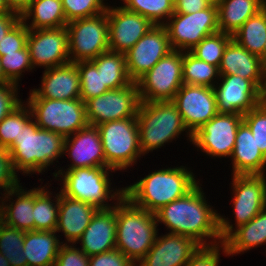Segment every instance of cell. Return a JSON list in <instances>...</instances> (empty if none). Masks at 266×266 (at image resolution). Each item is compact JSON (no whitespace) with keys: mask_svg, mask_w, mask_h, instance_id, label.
Segmentation results:
<instances>
[{"mask_svg":"<svg viewBox=\"0 0 266 266\" xmlns=\"http://www.w3.org/2000/svg\"><path fill=\"white\" fill-rule=\"evenodd\" d=\"M204 194L198 183L185 196L156 211L157 224L163 223L169 229L168 233L191 237L200 246L223 242L219 232V213L208 204ZM209 238L211 242H207Z\"/></svg>","mask_w":266,"mask_h":266,"instance_id":"1","label":"cell"},{"mask_svg":"<svg viewBox=\"0 0 266 266\" xmlns=\"http://www.w3.org/2000/svg\"><path fill=\"white\" fill-rule=\"evenodd\" d=\"M188 167L164 168L149 173L124 187V196L135 206L155 213L161 207L185 196L198 183Z\"/></svg>","mask_w":266,"mask_h":266,"instance_id":"2","label":"cell"},{"mask_svg":"<svg viewBox=\"0 0 266 266\" xmlns=\"http://www.w3.org/2000/svg\"><path fill=\"white\" fill-rule=\"evenodd\" d=\"M65 138L53 131L40 129L34 119L24 128L8 148L15 171L22 174L42 173L64 156Z\"/></svg>","mask_w":266,"mask_h":266,"instance_id":"3","label":"cell"},{"mask_svg":"<svg viewBox=\"0 0 266 266\" xmlns=\"http://www.w3.org/2000/svg\"><path fill=\"white\" fill-rule=\"evenodd\" d=\"M116 219V249L136 265L156 240L155 213L135 206L124 196L116 203Z\"/></svg>","mask_w":266,"mask_h":266,"instance_id":"4","label":"cell"},{"mask_svg":"<svg viewBox=\"0 0 266 266\" xmlns=\"http://www.w3.org/2000/svg\"><path fill=\"white\" fill-rule=\"evenodd\" d=\"M136 117L143 156L179 138L184 131L192 142L193 135L186 128L182 115L172 101H141Z\"/></svg>","mask_w":266,"mask_h":266,"instance_id":"5","label":"cell"},{"mask_svg":"<svg viewBox=\"0 0 266 266\" xmlns=\"http://www.w3.org/2000/svg\"><path fill=\"white\" fill-rule=\"evenodd\" d=\"M112 171L116 170L106 167H83L64 171L63 167H60V170L52 174L54 179L60 177L61 182L63 181L60 189L63 195L92 204L97 209H108L124 197L123 187L121 190L111 189L109 172ZM111 200L115 201L112 206L108 204Z\"/></svg>","mask_w":266,"mask_h":266,"instance_id":"6","label":"cell"},{"mask_svg":"<svg viewBox=\"0 0 266 266\" xmlns=\"http://www.w3.org/2000/svg\"><path fill=\"white\" fill-rule=\"evenodd\" d=\"M26 102L40 129L53 131L64 138L89 125L85 103L80 98L73 100L28 98Z\"/></svg>","mask_w":266,"mask_h":266,"instance_id":"7","label":"cell"},{"mask_svg":"<svg viewBox=\"0 0 266 266\" xmlns=\"http://www.w3.org/2000/svg\"><path fill=\"white\" fill-rule=\"evenodd\" d=\"M96 127L101 137L106 168L125 170L143 156L137 118L109 121Z\"/></svg>","mask_w":266,"mask_h":266,"instance_id":"8","label":"cell"},{"mask_svg":"<svg viewBox=\"0 0 266 266\" xmlns=\"http://www.w3.org/2000/svg\"><path fill=\"white\" fill-rule=\"evenodd\" d=\"M66 29L71 63L90 61L109 51L106 11L93 17L69 21Z\"/></svg>","mask_w":266,"mask_h":266,"instance_id":"9","label":"cell"},{"mask_svg":"<svg viewBox=\"0 0 266 266\" xmlns=\"http://www.w3.org/2000/svg\"><path fill=\"white\" fill-rule=\"evenodd\" d=\"M183 51L173 50L137 81L140 101H172L183 85Z\"/></svg>","mask_w":266,"mask_h":266,"instance_id":"10","label":"cell"},{"mask_svg":"<svg viewBox=\"0 0 266 266\" xmlns=\"http://www.w3.org/2000/svg\"><path fill=\"white\" fill-rule=\"evenodd\" d=\"M164 26L173 50L190 51L205 37L219 32L218 8L209 5L195 13L174 12Z\"/></svg>","mask_w":266,"mask_h":266,"instance_id":"11","label":"cell"},{"mask_svg":"<svg viewBox=\"0 0 266 266\" xmlns=\"http://www.w3.org/2000/svg\"><path fill=\"white\" fill-rule=\"evenodd\" d=\"M140 97L136 82L120 89H109L105 93L85 102L89 125L127 118H137Z\"/></svg>","mask_w":266,"mask_h":266,"instance_id":"12","label":"cell"},{"mask_svg":"<svg viewBox=\"0 0 266 266\" xmlns=\"http://www.w3.org/2000/svg\"><path fill=\"white\" fill-rule=\"evenodd\" d=\"M242 114L217 113L192 136V144L210 157H231Z\"/></svg>","mask_w":266,"mask_h":266,"instance_id":"13","label":"cell"},{"mask_svg":"<svg viewBox=\"0 0 266 266\" xmlns=\"http://www.w3.org/2000/svg\"><path fill=\"white\" fill-rule=\"evenodd\" d=\"M173 51L164 25H154L129 49L126 69L129 78L136 82L163 57Z\"/></svg>","mask_w":266,"mask_h":266,"instance_id":"14","label":"cell"},{"mask_svg":"<svg viewBox=\"0 0 266 266\" xmlns=\"http://www.w3.org/2000/svg\"><path fill=\"white\" fill-rule=\"evenodd\" d=\"M27 48L33 68L48 69L70 63L66 27L29 29Z\"/></svg>","mask_w":266,"mask_h":266,"instance_id":"15","label":"cell"},{"mask_svg":"<svg viewBox=\"0 0 266 266\" xmlns=\"http://www.w3.org/2000/svg\"><path fill=\"white\" fill-rule=\"evenodd\" d=\"M172 102L192 135L218 113L212 87L183 84Z\"/></svg>","mask_w":266,"mask_h":266,"instance_id":"16","label":"cell"},{"mask_svg":"<svg viewBox=\"0 0 266 266\" xmlns=\"http://www.w3.org/2000/svg\"><path fill=\"white\" fill-rule=\"evenodd\" d=\"M109 51L126 53L142 38L154 24L139 13L126 10L123 6L108 5Z\"/></svg>","mask_w":266,"mask_h":266,"instance_id":"17","label":"cell"},{"mask_svg":"<svg viewBox=\"0 0 266 266\" xmlns=\"http://www.w3.org/2000/svg\"><path fill=\"white\" fill-rule=\"evenodd\" d=\"M218 80L213 89L219 114L244 115L260 104L259 89L250 80L238 75H220Z\"/></svg>","mask_w":266,"mask_h":266,"instance_id":"18","label":"cell"},{"mask_svg":"<svg viewBox=\"0 0 266 266\" xmlns=\"http://www.w3.org/2000/svg\"><path fill=\"white\" fill-rule=\"evenodd\" d=\"M232 198L237 228L248 223L266 207L265 175H233Z\"/></svg>","mask_w":266,"mask_h":266,"instance_id":"19","label":"cell"},{"mask_svg":"<svg viewBox=\"0 0 266 266\" xmlns=\"http://www.w3.org/2000/svg\"><path fill=\"white\" fill-rule=\"evenodd\" d=\"M219 214L220 238L225 244L228 256L241 254L266 244V207L248 223L234 228L229 218Z\"/></svg>","mask_w":266,"mask_h":266,"instance_id":"20","label":"cell"},{"mask_svg":"<svg viewBox=\"0 0 266 266\" xmlns=\"http://www.w3.org/2000/svg\"><path fill=\"white\" fill-rule=\"evenodd\" d=\"M158 235L153 246L136 266H185L200 246L188 236L172 233Z\"/></svg>","mask_w":266,"mask_h":266,"instance_id":"21","label":"cell"},{"mask_svg":"<svg viewBox=\"0 0 266 266\" xmlns=\"http://www.w3.org/2000/svg\"><path fill=\"white\" fill-rule=\"evenodd\" d=\"M63 154H67L72 164L65 170L83 167H106L104 150L99 130L88 125L64 140ZM68 152V153H67Z\"/></svg>","mask_w":266,"mask_h":266,"instance_id":"22","label":"cell"},{"mask_svg":"<svg viewBox=\"0 0 266 266\" xmlns=\"http://www.w3.org/2000/svg\"><path fill=\"white\" fill-rule=\"evenodd\" d=\"M80 74L75 63L44 70L41 87L31 89L29 98L73 100L80 98Z\"/></svg>","mask_w":266,"mask_h":266,"instance_id":"23","label":"cell"},{"mask_svg":"<svg viewBox=\"0 0 266 266\" xmlns=\"http://www.w3.org/2000/svg\"><path fill=\"white\" fill-rule=\"evenodd\" d=\"M116 205L108 209H98L84 230L81 238V250L92 256L116 249Z\"/></svg>","mask_w":266,"mask_h":266,"instance_id":"24","label":"cell"},{"mask_svg":"<svg viewBox=\"0 0 266 266\" xmlns=\"http://www.w3.org/2000/svg\"><path fill=\"white\" fill-rule=\"evenodd\" d=\"M98 209L89 203L63 195L59 191L58 224L56 232L64 233V244H76Z\"/></svg>","mask_w":266,"mask_h":266,"instance_id":"25","label":"cell"},{"mask_svg":"<svg viewBox=\"0 0 266 266\" xmlns=\"http://www.w3.org/2000/svg\"><path fill=\"white\" fill-rule=\"evenodd\" d=\"M230 158L233 175H265L266 157L258 148L251 129L244 121L238 127Z\"/></svg>","mask_w":266,"mask_h":266,"instance_id":"26","label":"cell"},{"mask_svg":"<svg viewBox=\"0 0 266 266\" xmlns=\"http://www.w3.org/2000/svg\"><path fill=\"white\" fill-rule=\"evenodd\" d=\"M219 75H238L250 80L258 89L262 81L263 62L232 39L219 65Z\"/></svg>","mask_w":266,"mask_h":266,"instance_id":"27","label":"cell"},{"mask_svg":"<svg viewBox=\"0 0 266 266\" xmlns=\"http://www.w3.org/2000/svg\"><path fill=\"white\" fill-rule=\"evenodd\" d=\"M0 197V210L3 214V223L11 227L23 230L34 231V188L25 190L19 186ZM16 196L14 201L13 197ZM12 197V198H11ZM9 201V203H7Z\"/></svg>","mask_w":266,"mask_h":266,"instance_id":"28","label":"cell"},{"mask_svg":"<svg viewBox=\"0 0 266 266\" xmlns=\"http://www.w3.org/2000/svg\"><path fill=\"white\" fill-rule=\"evenodd\" d=\"M56 231H26L23 254L27 266H54L57 254L63 242Z\"/></svg>","mask_w":266,"mask_h":266,"instance_id":"29","label":"cell"},{"mask_svg":"<svg viewBox=\"0 0 266 266\" xmlns=\"http://www.w3.org/2000/svg\"><path fill=\"white\" fill-rule=\"evenodd\" d=\"M265 6L266 0H222L217 6L219 32L233 35Z\"/></svg>","mask_w":266,"mask_h":266,"instance_id":"30","label":"cell"},{"mask_svg":"<svg viewBox=\"0 0 266 266\" xmlns=\"http://www.w3.org/2000/svg\"><path fill=\"white\" fill-rule=\"evenodd\" d=\"M21 19L26 27L32 30L66 27L68 23L62 0H33ZM29 19H31L30 25L27 23Z\"/></svg>","mask_w":266,"mask_h":266,"instance_id":"31","label":"cell"},{"mask_svg":"<svg viewBox=\"0 0 266 266\" xmlns=\"http://www.w3.org/2000/svg\"><path fill=\"white\" fill-rule=\"evenodd\" d=\"M232 38L250 53L261 57L266 44V6L247 19Z\"/></svg>","mask_w":266,"mask_h":266,"instance_id":"32","label":"cell"},{"mask_svg":"<svg viewBox=\"0 0 266 266\" xmlns=\"http://www.w3.org/2000/svg\"><path fill=\"white\" fill-rule=\"evenodd\" d=\"M91 61L101 73L103 84L108 89H120L132 82L127 74L126 55L124 53L107 51Z\"/></svg>","mask_w":266,"mask_h":266,"instance_id":"33","label":"cell"},{"mask_svg":"<svg viewBox=\"0 0 266 266\" xmlns=\"http://www.w3.org/2000/svg\"><path fill=\"white\" fill-rule=\"evenodd\" d=\"M52 195L54 194L44 186L34 188V231H56L59 193L55 194L56 197L53 200Z\"/></svg>","mask_w":266,"mask_h":266,"instance_id":"34","label":"cell"},{"mask_svg":"<svg viewBox=\"0 0 266 266\" xmlns=\"http://www.w3.org/2000/svg\"><path fill=\"white\" fill-rule=\"evenodd\" d=\"M182 74L183 84L212 88L220 76L219 69L216 66L196 58L189 51H183Z\"/></svg>","mask_w":266,"mask_h":266,"instance_id":"35","label":"cell"},{"mask_svg":"<svg viewBox=\"0 0 266 266\" xmlns=\"http://www.w3.org/2000/svg\"><path fill=\"white\" fill-rule=\"evenodd\" d=\"M123 7L131 12L139 13L148 18L154 25L164 22L174 13L173 0H121ZM165 19V20H164ZM162 20V21H161Z\"/></svg>","mask_w":266,"mask_h":266,"instance_id":"36","label":"cell"},{"mask_svg":"<svg viewBox=\"0 0 266 266\" xmlns=\"http://www.w3.org/2000/svg\"><path fill=\"white\" fill-rule=\"evenodd\" d=\"M25 232L5 223L0 226V253L11 266H27V259L23 254Z\"/></svg>","mask_w":266,"mask_h":266,"instance_id":"37","label":"cell"},{"mask_svg":"<svg viewBox=\"0 0 266 266\" xmlns=\"http://www.w3.org/2000/svg\"><path fill=\"white\" fill-rule=\"evenodd\" d=\"M32 119L30 108L22 102L0 122V147L8 149Z\"/></svg>","mask_w":266,"mask_h":266,"instance_id":"38","label":"cell"},{"mask_svg":"<svg viewBox=\"0 0 266 266\" xmlns=\"http://www.w3.org/2000/svg\"><path fill=\"white\" fill-rule=\"evenodd\" d=\"M232 39L230 34L217 32L205 37L189 52L196 58L219 68L225 48Z\"/></svg>","mask_w":266,"mask_h":266,"instance_id":"39","label":"cell"},{"mask_svg":"<svg viewBox=\"0 0 266 266\" xmlns=\"http://www.w3.org/2000/svg\"><path fill=\"white\" fill-rule=\"evenodd\" d=\"M80 74V99L85 103L88 99L97 97L109 89L103 84L101 73L96 65L90 61H79L75 63Z\"/></svg>","mask_w":266,"mask_h":266,"instance_id":"40","label":"cell"},{"mask_svg":"<svg viewBox=\"0 0 266 266\" xmlns=\"http://www.w3.org/2000/svg\"><path fill=\"white\" fill-rule=\"evenodd\" d=\"M0 63L5 76L15 84H19V80L23 76L22 72L34 69L27 46L16 53H6V55L0 56Z\"/></svg>","mask_w":266,"mask_h":266,"instance_id":"41","label":"cell"},{"mask_svg":"<svg viewBox=\"0 0 266 266\" xmlns=\"http://www.w3.org/2000/svg\"><path fill=\"white\" fill-rule=\"evenodd\" d=\"M104 0H62L67 22L99 15L107 10Z\"/></svg>","mask_w":266,"mask_h":266,"instance_id":"42","label":"cell"},{"mask_svg":"<svg viewBox=\"0 0 266 266\" xmlns=\"http://www.w3.org/2000/svg\"><path fill=\"white\" fill-rule=\"evenodd\" d=\"M243 121L251 129L258 148L266 157V105L258 104L243 115Z\"/></svg>","mask_w":266,"mask_h":266,"instance_id":"43","label":"cell"},{"mask_svg":"<svg viewBox=\"0 0 266 266\" xmlns=\"http://www.w3.org/2000/svg\"><path fill=\"white\" fill-rule=\"evenodd\" d=\"M28 33L29 29L20 19L0 41V56L24 49L27 46Z\"/></svg>","mask_w":266,"mask_h":266,"instance_id":"44","label":"cell"},{"mask_svg":"<svg viewBox=\"0 0 266 266\" xmlns=\"http://www.w3.org/2000/svg\"><path fill=\"white\" fill-rule=\"evenodd\" d=\"M220 250L227 257L228 251L223 242L212 246H199L185 266H219Z\"/></svg>","mask_w":266,"mask_h":266,"instance_id":"45","label":"cell"},{"mask_svg":"<svg viewBox=\"0 0 266 266\" xmlns=\"http://www.w3.org/2000/svg\"><path fill=\"white\" fill-rule=\"evenodd\" d=\"M20 186L17 172L15 171L10 152L7 148L0 147V190L7 193Z\"/></svg>","mask_w":266,"mask_h":266,"instance_id":"46","label":"cell"},{"mask_svg":"<svg viewBox=\"0 0 266 266\" xmlns=\"http://www.w3.org/2000/svg\"><path fill=\"white\" fill-rule=\"evenodd\" d=\"M54 266H89V256L74 244H62Z\"/></svg>","mask_w":266,"mask_h":266,"instance_id":"47","label":"cell"},{"mask_svg":"<svg viewBox=\"0 0 266 266\" xmlns=\"http://www.w3.org/2000/svg\"><path fill=\"white\" fill-rule=\"evenodd\" d=\"M18 84H0V122L16 109L23 100L18 97Z\"/></svg>","mask_w":266,"mask_h":266,"instance_id":"48","label":"cell"},{"mask_svg":"<svg viewBox=\"0 0 266 266\" xmlns=\"http://www.w3.org/2000/svg\"><path fill=\"white\" fill-rule=\"evenodd\" d=\"M89 266H136L120 250L89 256Z\"/></svg>","mask_w":266,"mask_h":266,"instance_id":"49","label":"cell"},{"mask_svg":"<svg viewBox=\"0 0 266 266\" xmlns=\"http://www.w3.org/2000/svg\"><path fill=\"white\" fill-rule=\"evenodd\" d=\"M209 5L206 0H176L174 2V12L190 14L207 8Z\"/></svg>","mask_w":266,"mask_h":266,"instance_id":"50","label":"cell"},{"mask_svg":"<svg viewBox=\"0 0 266 266\" xmlns=\"http://www.w3.org/2000/svg\"><path fill=\"white\" fill-rule=\"evenodd\" d=\"M20 19L21 16L14 12L0 13V41Z\"/></svg>","mask_w":266,"mask_h":266,"instance_id":"51","label":"cell"},{"mask_svg":"<svg viewBox=\"0 0 266 266\" xmlns=\"http://www.w3.org/2000/svg\"><path fill=\"white\" fill-rule=\"evenodd\" d=\"M33 0H6L9 9L22 16V14L30 7Z\"/></svg>","mask_w":266,"mask_h":266,"instance_id":"52","label":"cell"},{"mask_svg":"<svg viewBox=\"0 0 266 266\" xmlns=\"http://www.w3.org/2000/svg\"><path fill=\"white\" fill-rule=\"evenodd\" d=\"M260 104L266 105V63L263 64L262 81L259 87Z\"/></svg>","mask_w":266,"mask_h":266,"instance_id":"53","label":"cell"},{"mask_svg":"<svg viewBox=\"0 0 266 266\" xmlns=\"http://www.w3.org/2000/svg\"><path fill=\"white\" fill-rule=\"evenodd\" d=\"M4 12H12V11L9 9L6 0H0V13Z\"/></svg>","mask_w":266,"mask_h":266,"instance_id":"54","label":"cell"},{"mask_svg":"<svg viewBox=\"0 0 266 266\" xmlns=\"http://www.w3.org/2000/svg\"><path fill=\"white\" fill-rule=\"evenodd\" d=\"M3 83H12L4 74L3 69H2V65L0 63V84Z\"/></svg>","mask_w":266,"mask_h":266,"instance_id":"55","label":"cell"},{"mask_svg":"<svg viewBox=\"0 0 266 266\" xmlns=\"http://www.w3.org/2000/svg\"><path fill=\"white\" fill-rule=\"evenodd\" d=\"M0 266H11L6 257L0 253Z\"/></svg>","mask_w":266,"mask_h":266,"instance_id":"56","label":"cell"},{"mask_svg":"<svg viewBox=\"0 0 266 266\" xmlns=\"http://www.w3.org/2000/svg\"><path fill=\"white\" fill-rule=\"evenodd\" d=\"M206 1L207 3L213 6H218L222 2V0H206Z\"/></svg>","mask_w":266,"mask_h":266,"instance_id":"57","label":"cell"},{"mask_svg":"<svg viewBox=\"0 0 266 266\" xmlns=\"http://www.w3.org/2000/svg\"><path fill=\"white\" fill-rule=\"evenodd\" d=\"M261 60H262L263 64L266 63V44H265L264 53H263V55L261 56Z\"/></svg>","mask_w":266,"mask_h":266,"instance_id":"58","label":"cell"},{"mask_svg":"<svg viewBox=\"0 0 266 266\" xmlns=\"http://www.w3.org/2000/svg\"><path fill=\"white\" fill-rule=\"evenodd\" d=\"M2 223H3V214H2V212L0 210V226L2 225Z\"/></svg>","mask_w":266,"mask_h":266,"instance_id":"59","label":"cell"}]
</instances>
